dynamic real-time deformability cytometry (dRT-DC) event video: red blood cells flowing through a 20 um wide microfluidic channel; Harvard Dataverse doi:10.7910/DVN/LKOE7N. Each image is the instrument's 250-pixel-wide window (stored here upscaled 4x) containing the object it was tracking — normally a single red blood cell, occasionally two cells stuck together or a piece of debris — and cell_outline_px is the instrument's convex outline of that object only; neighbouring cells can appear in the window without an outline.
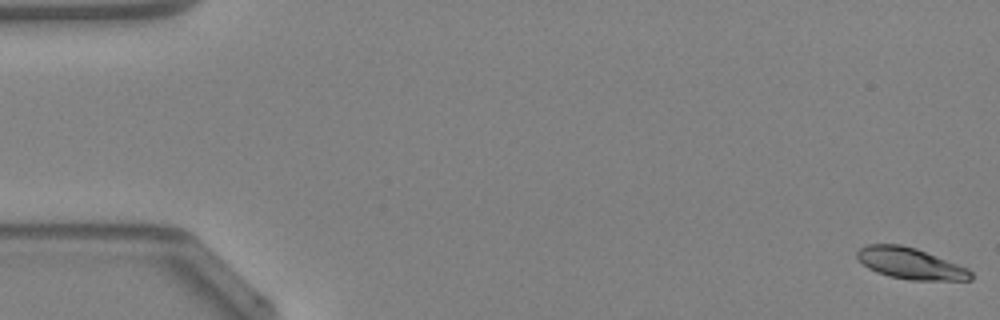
{"species": "Egyptian fruit bat (a non-hibernating species)", "species_latin": "Rousettus aegyptiacus", "temperature_condition": "warm", "stored_images_in_passage": 49, "camera_frame_rate_fps": 3000, "um_per_image_px": 0.085, "animal": {"sex": "female"}, "frame": {"image": 1, "passage_image": 1, "time_ms": 0.0, "image_size_px": [1000, 320], "cell_outline_px": [[972, 280], [908, 280], [888, 276], [876, 272], [868, 268], [856, 256], [856, 252], [860, 248], [868, 244], [900, 244], [916, 248], [968, 268], [972, 272]], "centroid_in_image_um": [77.38, 22.39], "position_along_channel_um": 7.6, "area_um2": 20.69}}
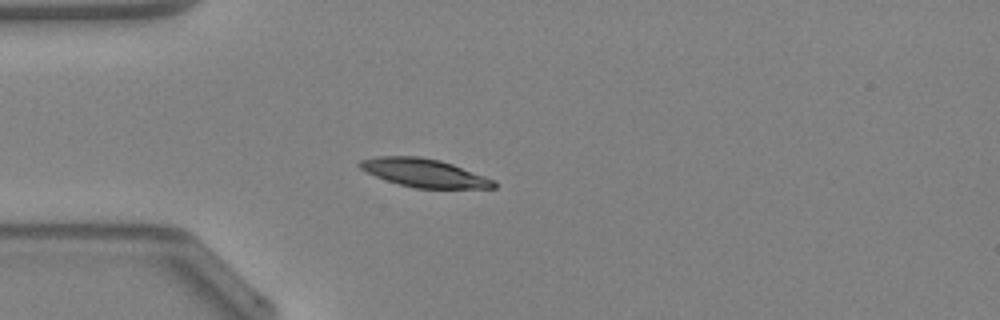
{"frame": {"image": 2, "passage_image": 14, "time_ms": 4.333, "image_size_px": [1000, 320], "cell_outline_px": [[496, 188], [416, 188], [400, 184], [376, 176], [360, 168], [356, 164], [360, 160], [376, 156], [420, 156], [440, 160], [452, 164], [496, 180]], "centroid_in_image_um": [36.06, 14.68], "position_along_channel_um": 48.9, "area_um2": 21.96}}
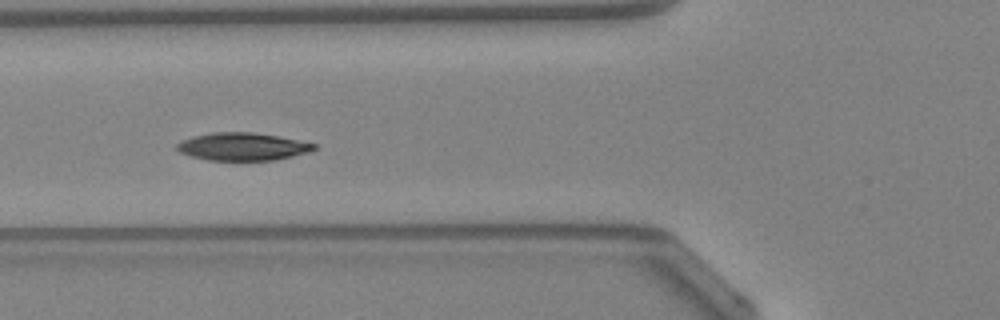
{"frame": {"image": 3, "passage_image": 19, "time_ms": 6.0, "image_size_px": [1000, 320], "cell_outline_px": [[316, 148], [308, 152], [276, 160], [208, 160], [192, 156], [180, 152], [176, 148], [176, 144], [180, 140], [192, 136], [212, 132], [252, 132], [276, 136], [316, 144]], "centroid_in_image_um": [20.57, 12.46], "position_along_channel_um": 105.2, "area_um2": 22.02}, "authors_computed_cell_mechanics": {"area_um2": 21.7328, "velocity_mm_per_s": 4.2198, "shape_relaxation_time_tau1_ms": 2.9387, "shape_relaxation_time_tau2_ms": null, "deformation_change_tau1": 0.124, "deformation_change_tau2": null}}